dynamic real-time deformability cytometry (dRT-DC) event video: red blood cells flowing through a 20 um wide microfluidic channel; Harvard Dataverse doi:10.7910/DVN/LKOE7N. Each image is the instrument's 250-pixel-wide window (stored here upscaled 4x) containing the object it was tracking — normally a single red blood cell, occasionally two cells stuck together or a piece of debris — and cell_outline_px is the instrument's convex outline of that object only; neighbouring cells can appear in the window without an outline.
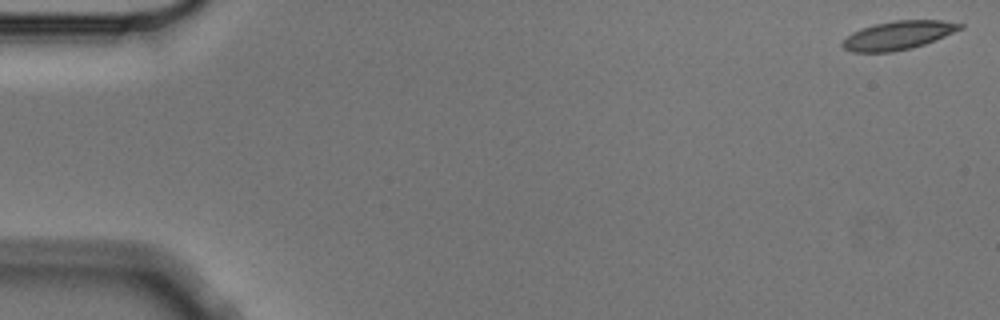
{"species": "Egyptian fruit bat (a non-hibernating species)", "species_latin": "Rousettus aegyptiacus", "temperature_condition": "cold", "stored_images_in_passage": 5, "camera_frame_rate_fps": 3000, "um_per_image_px": 0.085, "animal": {"sex": "male"}, "frame": {"image": 1, "passage_image": 1, "time_ms": 0.0, "image_size_px": [1000, 320], "cell_outline_px": [[964, 28], [924, 44], [912, 48], [892, 52], [852, 52], [844, 48], [840, 44], [852, 32], [876, 24], [892, 20], [940, 20], [964, 24]], "centroid_in_image_um": [76.35, 3.0], "position_along_channel_um": 8.6, "area_um2": 19.42}}
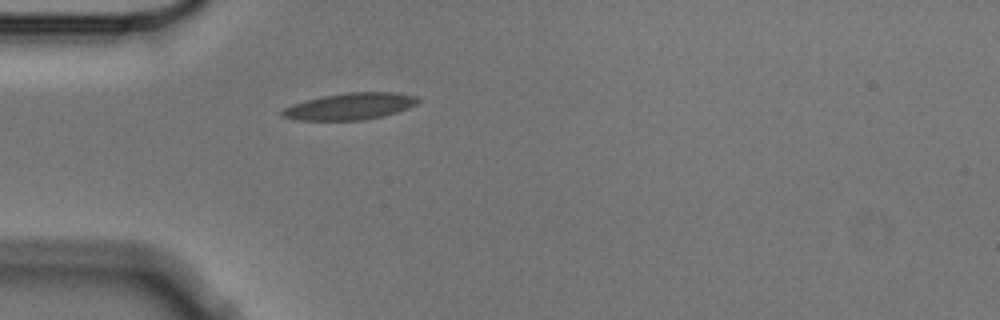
{"frame": {"image": 2, "passage_image": 5, "time_ms": 1.333, "image_size_px": [1000, 320], "cell_outline_px": [[420, 100], [416, 104], [408, 108], [384, 116], [364, 120], [296, 120], [280, 116], [280, 112], [284, 108], [292, 104], [324, 96], [348, 92], [396, 92], [420, 96]], "centroid_in_image_um": [29.78, 9.04], "position_along_channel_um": 55.2, "area_um2": 21.21}}